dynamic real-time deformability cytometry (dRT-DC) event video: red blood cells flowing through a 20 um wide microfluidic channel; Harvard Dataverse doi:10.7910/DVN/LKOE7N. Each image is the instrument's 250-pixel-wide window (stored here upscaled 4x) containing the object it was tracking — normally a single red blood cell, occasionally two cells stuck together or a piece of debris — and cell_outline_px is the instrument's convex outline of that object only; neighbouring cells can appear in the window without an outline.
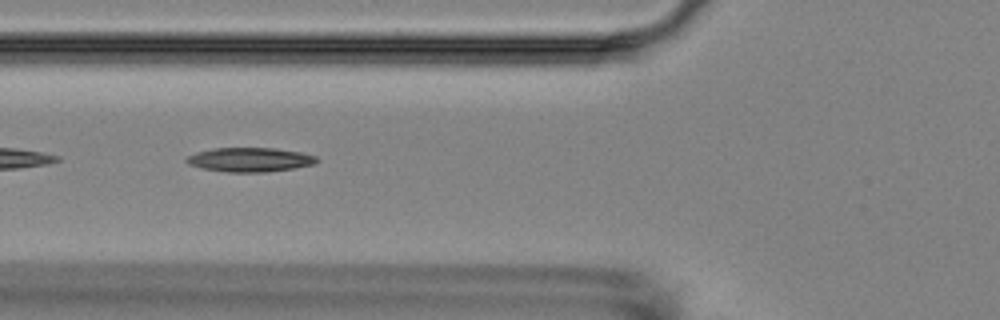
{"species": "Egyptian fruit bat (a non-hibernating species)", "species_latin": "Rousettus aegyptiacus", "temperature_condition": "room temperature", "stored_images_in_passage": 11, "camera_frame_rate_fps": 3000, "um_per_image_px": 0.085, "animal": {"sex": "female"}, "frame": {"image": 1, "passage_image": 2, "time_ms": 1.0, "image_size_px": [1000, 320], "cell_outline_px": [[320, 160], [316, 164], [296, 168], [264, 172], [228, 172], [204, 168], [188, 164], [184, 160], [188, 156], [196, 152], [216, 148], [272, 148], [300, 152], [316, 156]], "centroid_in_image_um": [21.28, 13.57], "position_along_channel_um": 104.5, "area_um2": 18.32}}
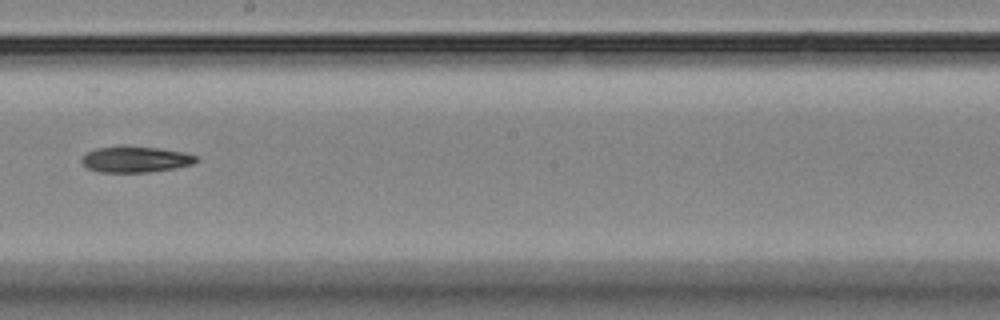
{"frame": {"image": 2, "passage_image": 5, "time_ms": 4.667, "image_size_px": [1000, 320], "cell_outline_px": [[200, 160], [192, 164], [176, 168], [148, 172], [100, 172], [88, 168], [80, 160], [88, 152], [96, 148], [120, 144], [160, 148], [184, 152], [200, 156]], "centroid_in_image_um": [11.56, 13.52], "position_along_channel_um": 236.6, "area_um2": 17.8}}
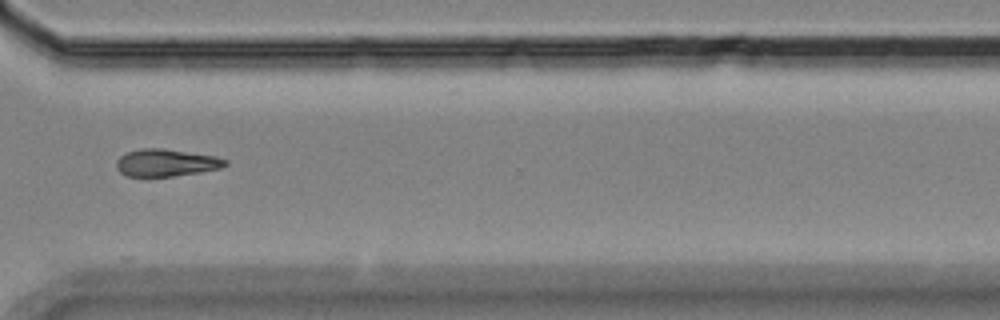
{"frame": {"image": 3, "passage_image": 8, "time_ms": 8.0, "image_size_px": [1000, 320], "cell_outline_px": [[228, 164], [220, 168], [200, 172], [172, 176], [128, 176], [120, 172], [116, 168], [116, 160], [120, 156], [128, 152], [140, 148], [164, 148], [216, 156], [228, 160]], "centroid_in_image_um": [14.13, 13.82], "position_along_channel_um": 356.5, "area_um2": 17.34}, "authors_computed_cell_mechanics": {"area_um2": 17.4556, "velocity_mm_per_s": 3.6041, "shape_relaxation_time_tau1_ms": 2.4352, "shape_relaxation_time_tau2_ms": null, "deformation_change_tau1": 0.0756, "deformation_change_tau2": null}}